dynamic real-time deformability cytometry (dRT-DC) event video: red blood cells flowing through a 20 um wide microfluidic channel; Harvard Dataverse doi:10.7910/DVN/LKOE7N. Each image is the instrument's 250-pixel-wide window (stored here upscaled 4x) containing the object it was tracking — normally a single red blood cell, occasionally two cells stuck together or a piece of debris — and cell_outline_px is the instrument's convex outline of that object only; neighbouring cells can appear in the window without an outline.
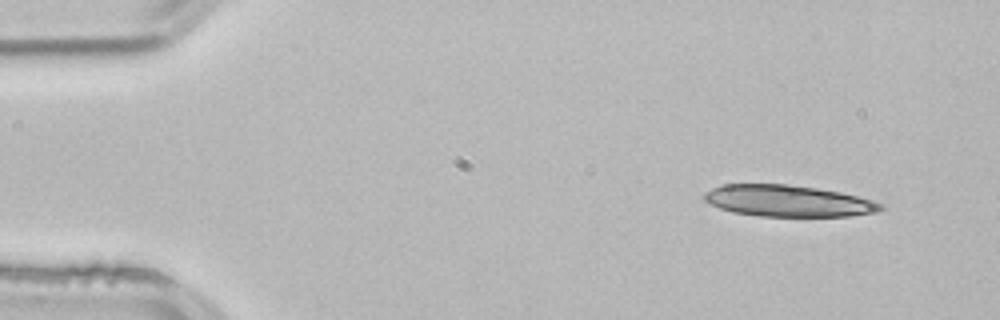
{"species": "common noctule bat (a hibernating species)", "species_latin": "Nyctalus noctula", "temperature_condition": "room temperature", "stored_images_in_passage": 3, "camera_frame_rate_fps": 3000, "um_per_image_px": 0.085, "animal": {"sex": "male", "body_mass_g": 21.5, "forearm_length_mm": 52.0}, "frame": {"image": 1, "passage_image": 1, "time_ms": 0.0, "image_size_px": [1000, 320], "cell_outline_px": [[884, 208], [876, 212], [848, 216], [760, 216], [732, 212], [720, 208], [704, 200], [704, 192], [720, 184], [784, 184], [816, 188], [840, 192], [872, 200], [884, 204]], "centroid_in_image_um": [66.97, 17.07], "position_along_channel_um": 18.0, "area_um2": 32.25}}